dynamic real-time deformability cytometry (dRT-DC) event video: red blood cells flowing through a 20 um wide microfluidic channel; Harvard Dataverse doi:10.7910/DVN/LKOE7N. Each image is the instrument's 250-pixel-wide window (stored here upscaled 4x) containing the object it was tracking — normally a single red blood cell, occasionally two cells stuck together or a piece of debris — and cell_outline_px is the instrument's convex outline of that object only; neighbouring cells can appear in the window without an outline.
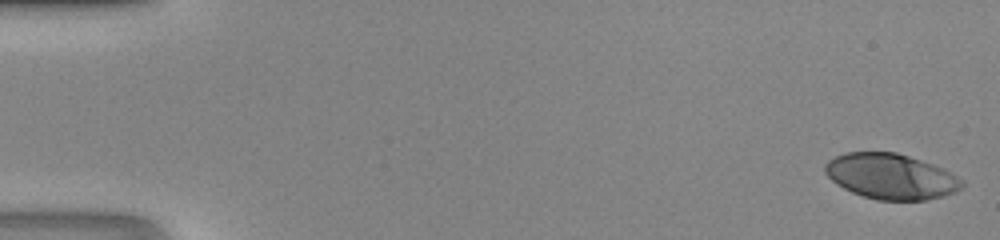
{"species": "human", "species_latin": "Homo sapiens", "temperature_condition": "room temperature", "stored_images_in_passage": 48, "camera_frame_rate_fps": 3000, "um_per_image_px": 0.085, "donor": {"sex": "male"}, "frame": {"image": 1, "passage_image": 1, "time_ms": 0.0, "image_size_px": [1000, 240], "cell_outline_px": [[964, 184], [956, 192], [944, 196], [924, 200], [876, 200], [852, 192], [836, 184], [824, 172], [824, 164], [828, 160], [836, 156], [848, 152], [896, 152], [944, 168], [964, 180]], "centroid_in_image_um": [75.74, 15.0], "position_along_channel_um": 9.3, "area_um2": 36.3}}
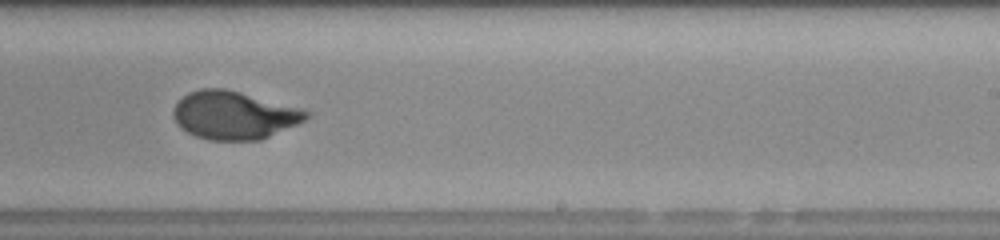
{"frame": {"image": 2, "passage_image": 30, "time_ms": 9.667, "image_size_px": [1000, 240], "cell_outline_px": [[312, 116], [296, 124], [260, 140], [208, 140], [196, 136], [180, 128], [172, 116], [172, 112], [176, 104], [188, 92], [200, 88], [224, 88], [240, 92], [300, 108], [312, 112]], "centroid_in_image_um": [19.87, 9.79], "position_along_channel_um": 269.1, "area_um2": 37.11}}
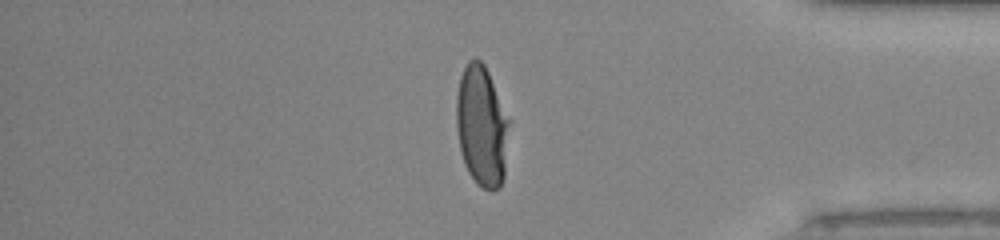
{"frame": {"image": 3, "passage_image": 40, "time_ms": 13.0, "image_size_px": [1000, 240], "cell_outline_px": [[512, 120], [504, 176], [500, 188], [492, 192], [476, 184], [468, 172], [464, 164], [460, 148], [456, 128], [456, 96], [460, 76], [468, 60], [480, 60], [484, 64]], "centroid_in_image_um": [40.98, 10.74], "position_along_channel_um": 394.2, "area_um2": 38.15}}